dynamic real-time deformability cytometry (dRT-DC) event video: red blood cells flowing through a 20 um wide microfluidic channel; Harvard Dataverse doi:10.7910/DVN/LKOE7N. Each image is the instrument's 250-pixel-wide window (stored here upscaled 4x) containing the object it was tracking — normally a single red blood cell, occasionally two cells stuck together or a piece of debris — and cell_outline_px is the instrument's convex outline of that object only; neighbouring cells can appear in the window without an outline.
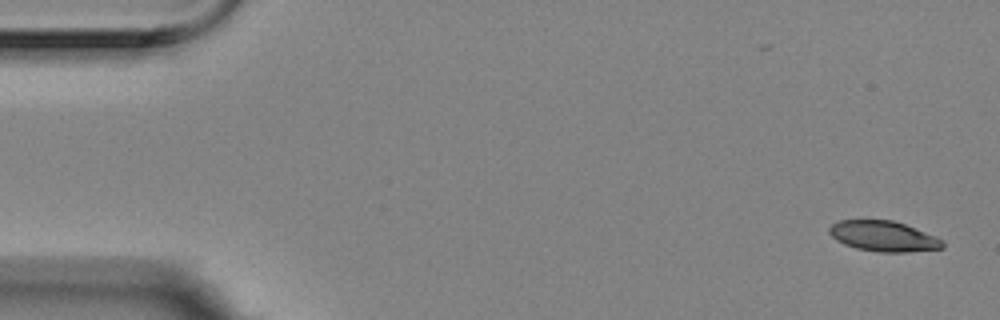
{"species": "Egyptian fruit bat (a non-hibernating species)", "species_latin": "Rousettus aegyptiacus", "temperature_condition": "room temperature", "stored_images_in_passage": 6, "camera_frame_rate_fps": 3000, "um_per_image_px": 0.085, "animal": {"sex": "female"}, "frame": {"image": 1, "passage_image": 1, "time_ms": 0.0, "image_size_px": [1000, 320], "cell_outline_px": [[944, 248], [908, 252], [880, 252], [856, 248], [844, 244], [836, 240], [828, 232], [828, 228], [832, 224], [840, 220], [892, 220], [904, 224], [936, 236], [944, 240]], "centroid_in_image_um": [75.1, 20.08], "position_along_channel_um": 9.9, "area_um2": 20.11}}
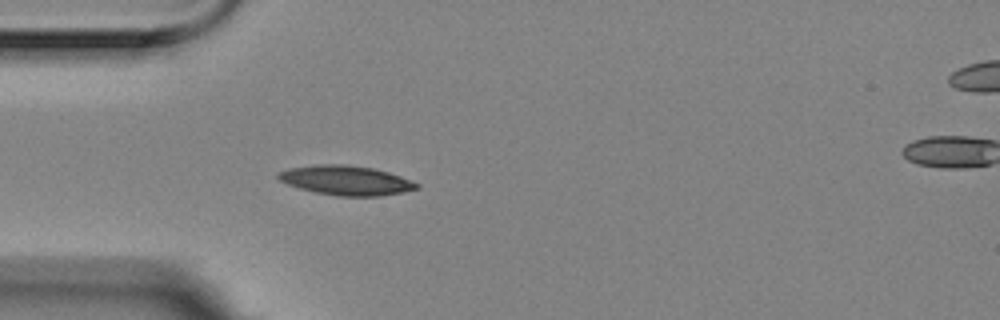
{"frame": {"image": 2, "passage_image": 5, "time_ms": 1.333, "image_size_px": [1000, 320], "cell_outline_px": [[420, 188], [404, 192], [380, 196], [336, 196], [316, 192], [300, 188], [288, 184], [280, 180], [276, 176], [276, 172], [288, 168], [316, 164], [344, 164], [372, 168], [388, 172], [400, 176], [420, 184]], "centroid_in_image_um": [29.4, 15.33], "position_along_channel_um": 55.6, "area_um2": 23.87}}